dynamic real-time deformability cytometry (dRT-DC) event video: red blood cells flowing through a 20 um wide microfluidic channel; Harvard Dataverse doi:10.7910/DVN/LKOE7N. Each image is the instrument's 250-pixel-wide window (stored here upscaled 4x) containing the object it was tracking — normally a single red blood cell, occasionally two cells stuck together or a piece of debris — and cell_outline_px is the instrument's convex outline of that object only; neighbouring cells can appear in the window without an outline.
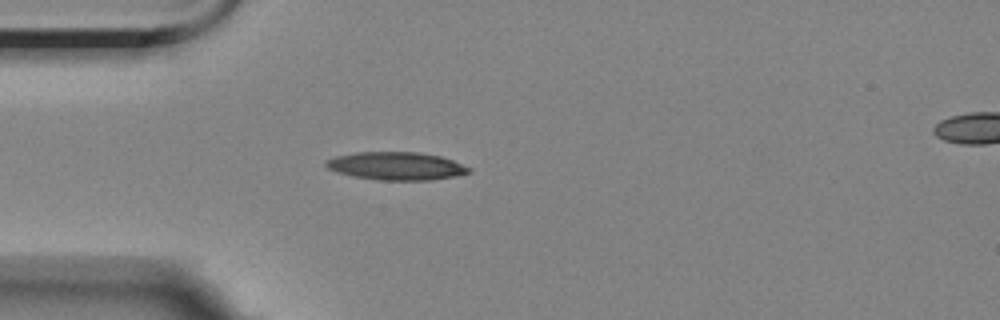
{"species": "Egyptian fruit bat (a non-hibernating species)", "species_latin": "Rousettus aegyptiacus", "temperature_condition": "room temperature", "stored_images_in_passage": 2, "segment_of_instrument_passage": [1, 2], "camera_frame_rate_fps": 3000, "um_per_image_px": 0.085, "animal": {"sex": "female"}, "frame": {"image": 1, "passage_image": 1, "time_ms": 0.0, "image_size_px": [1000, 320], "cell_outline_px": [[472, 172], [456, 176], [432, 180], [380, 180], [352, 176], [336, 172], [328, 168], [324, 164], [324, 160], [336, 156], [356, 152], [420, 152], [440, 156], [452, 160], [472, 168]], "centroid_in_image_um": [33.68, 14.11], "position_along_channel_um": 51.3, "area_um2": 23.47}}